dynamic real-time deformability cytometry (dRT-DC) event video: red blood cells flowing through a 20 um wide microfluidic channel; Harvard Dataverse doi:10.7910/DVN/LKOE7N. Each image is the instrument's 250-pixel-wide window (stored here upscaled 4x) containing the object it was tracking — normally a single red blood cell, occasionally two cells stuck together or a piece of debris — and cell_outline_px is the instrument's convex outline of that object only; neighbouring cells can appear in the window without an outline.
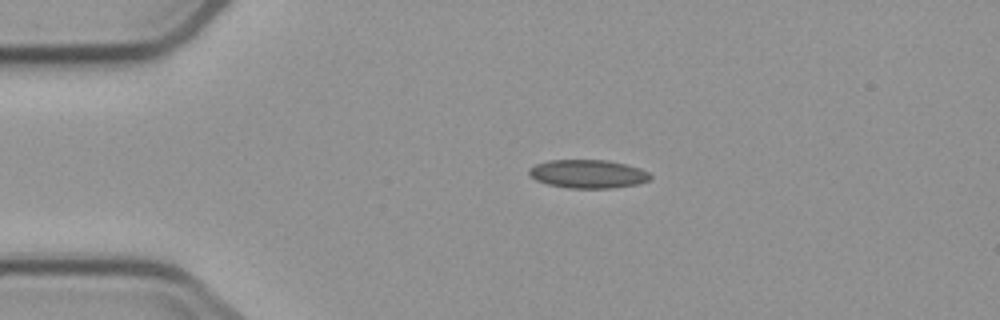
{"species": "common noctule bat (a hibernating species)", "species_latin": "Nyctalus noctula", "temperature_condition": "cold", "stored_images_in_passage": 5, "camera_frame_rate_fps": 3000, "um_per_image_px": 0.085, "animal": {"sex": "male", "body_mass_g": 23.1, "forearm_length_mm": 52.7}, "frame": {"image": 1, "passage_image": 3, "time_ms": 2.333, "image_size_px": [1000, 320], "cell_outline_px": [[652, 176], [648, 180], [640, 184], [612, 188], [568, 188], [548, 184], [536, 180], [528, 172], [528, 168], [536, 164], [548, 160], [604, 160], [624, 164], [640, 168], [648, 172]], "centroid_in_image_um": [49.98, 14.79], "position_along_channel_um": 35.0, "area_um2": 20.06}}
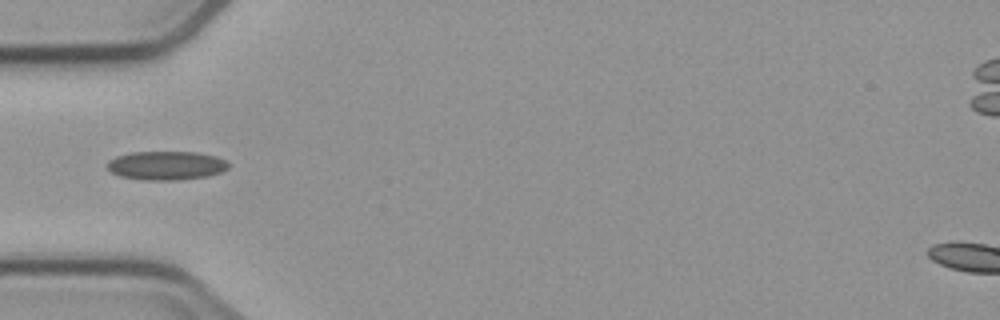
{"frame": {"image": 2, "passage_image": 5, "time_ms": 4.333, "image_size_px": [1000, 320], "cell_outline_px": [[228, 168], [220, 172], [208, 176], [176, 180], [144, 180], [120, 176], [112, 172], [108, 168], [108, 160], [116, 156], [132, 152], [200, 152], [216, 156], [224, 160], [228, 164]], "centroid_in_image_um": [14.13, 14.06], "position_along_channel_um": 70.9, "area_um2": 20.29}}